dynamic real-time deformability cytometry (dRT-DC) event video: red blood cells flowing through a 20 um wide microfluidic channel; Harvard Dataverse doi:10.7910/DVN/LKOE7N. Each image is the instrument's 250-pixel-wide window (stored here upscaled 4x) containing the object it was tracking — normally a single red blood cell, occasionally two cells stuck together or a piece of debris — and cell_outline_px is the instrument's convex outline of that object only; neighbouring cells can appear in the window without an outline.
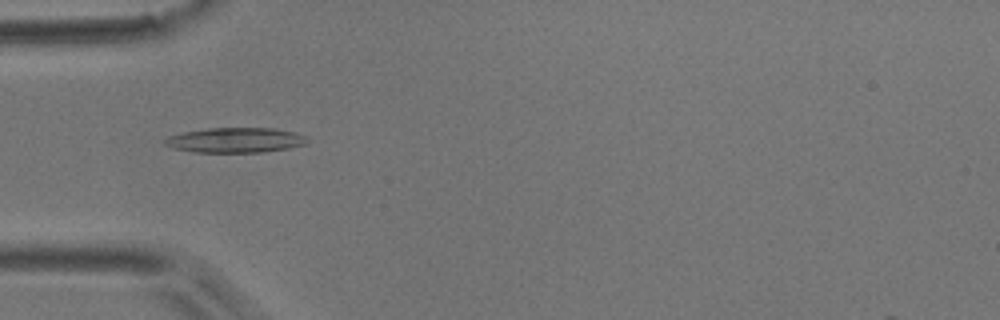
{"species": "common noctule bat (a hibernating species)", "species_latin": "Nyctalus noctula", "temperature_condition": "room temperature", "stored_images_in_passage": 6, "camera_frame_rate_fps": 3000, "um_per_image_px": 0.085, "animal": {"sex": "male", "body_mass_g": 17.9}, "frame": {"image": 1, "passage_image": 2, "time_ms": 1.0, "image_size_px": [1000, 320], "cell_outline_px": [[308, 140], [304, 144], [288, 148], [264, 152], [196, 152], [176, 148], [164, 144], [160, 140], [168, 136], [184, 132], [208, 128], [276, 128], [296, 132], [304, 136]], "centroid_in_image_um": [19.99, 11.9], "position_along_channel_um": 65.0, "area_um2": 20.69}}
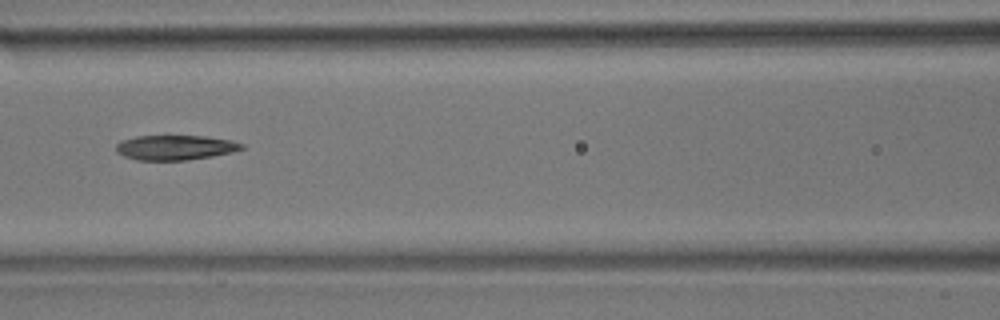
{"frame": {"image": 2, "passage_image": 4, "time_ms": 3.333, "image_size_px": [1000, 320], "cell_outline_px": [[244, 148], [232, 152], [212, 156], [188, 160], [136, 160], [124, 156], [116, 152], [116, 144], [120, 140], [136, 136], [204, 136], [232, 140], [244, 144]], "centroid_in_image_um": [14.88, 12.54], "position_along_channel_um": 151.7, "area_um2": 18.26}}
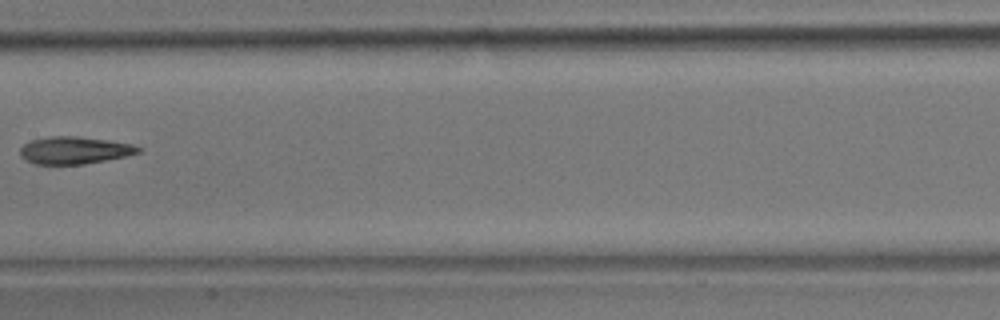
{"frame": {"image": 3, "passage_image": 5, "time_ms": 4.667, "image_size_px": [1000, 320], "cell_outline_px": [[140, 152], [124, 156], [84, 164], [36, 164], [20, 156], [20, 148], [24, 144], [32, 140], [48, 136], [76, 136], [108, 140], [132, 144], [140, 148]], "centroid_in_image_um": [6.3, 12.76], "position_along_channel_um": 201.1, "area_um2": 18.55}}